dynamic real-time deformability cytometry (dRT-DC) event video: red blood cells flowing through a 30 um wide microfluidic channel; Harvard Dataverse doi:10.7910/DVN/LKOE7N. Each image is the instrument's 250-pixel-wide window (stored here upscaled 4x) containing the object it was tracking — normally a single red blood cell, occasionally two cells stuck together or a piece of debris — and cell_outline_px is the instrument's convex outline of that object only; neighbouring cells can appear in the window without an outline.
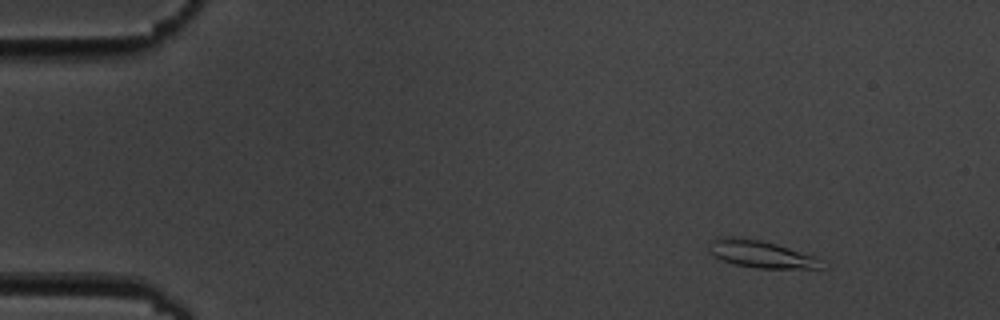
{"species": "common noctule bat (a hibernating species)", "species_latin": "Nyctalus noctula", "temperature_condition": "cold", "stored_images_in_passage": 5, "camera_frame_rate_fps": 3000, "um_per_image_px": 0.085, "animal": {"sex": "male", "body_mass_g": 19.5, "forearm_length_mm": 54.6}, "frame": {"image": 1, "passage_image": 1, "time_ms": 0.0, "image_size_px": [1000, 320], "cell_outline_px": [[828, 268], [756, 268], [732, 264], [708, 252], [708, 244], [712, 240], [720, 236], [732, 236], [760, 240], [776, 244], [816, 256], [828, 264]], "centroid_in_image_um": [64.73, 21.6], "position_along_channel_um": 20.3, "area_um2": 18.15}}